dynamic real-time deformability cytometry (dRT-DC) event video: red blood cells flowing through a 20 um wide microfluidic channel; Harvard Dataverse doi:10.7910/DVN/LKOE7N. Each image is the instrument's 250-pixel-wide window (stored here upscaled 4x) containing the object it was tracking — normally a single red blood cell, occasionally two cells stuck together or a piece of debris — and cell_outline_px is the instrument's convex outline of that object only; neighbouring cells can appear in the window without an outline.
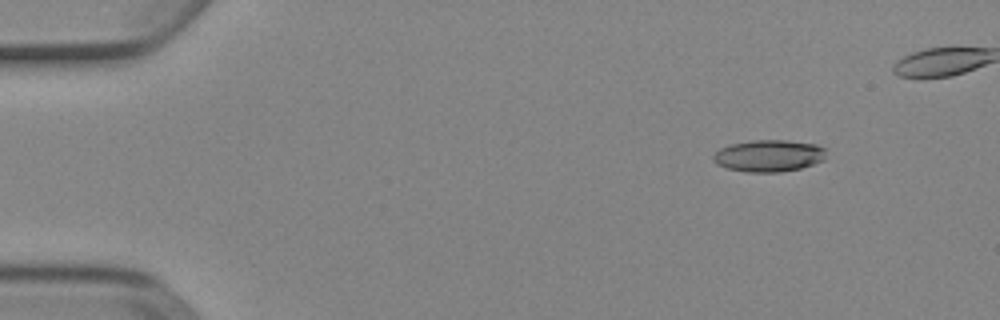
{"species": "Egyptian fruit bat (a non-hibernating species)", "species_latin": "Rousettus aegyptiacus", "temperature_condition": "cold", "stored_images_in_passage": 6, "camera_frame_rate_fps": 3000, "um_per_image_px": 0.085, "animal": {"sex": "female"}, "frame": {"image": 1, "passage_image": 1, "time_ms": 0.0, "image_size_px": [1000, 320], "cell_outline_px": [[824, 160], [800, 168], [780, 172], [748, 172], [728, 168], [716, 164], [712, 160], [712, 156], [720, 148], [732, 144], [752, 140], [788, 140], [816, 144], [824, 148]], "centroid_in_image_um": [65.33, 13.23], "position_along_channel_um": 19.7, "area_um2": 20.87}}
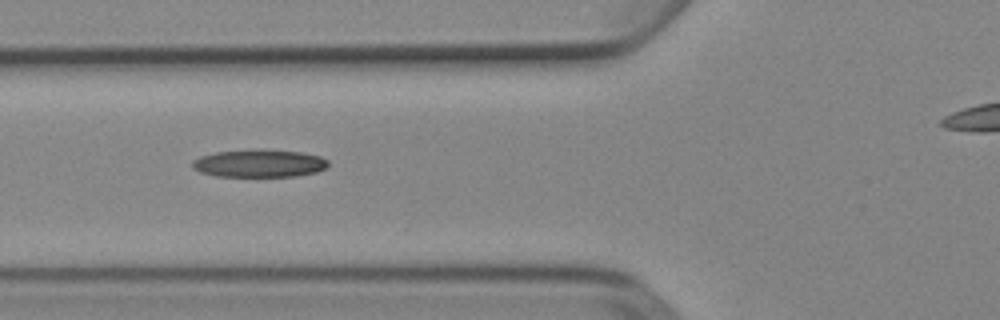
{"frame": {"image": 2, "passage_image": 5, "time_ms": 1.333, "image_size_px": [1000, 320], "cell_outline_px": [[328, 164], [324, 168], [316, 172], [296, 176], [216, 176], [200, 172], [192, 168], [192, 160], [200, 156], [216, 152], [300, 152], [320, 156], [328, 160]], "centroid_in_image_um": [22.01, 13.93], "position_along_channel_um": 103.8, "area_um2": 20.87}}
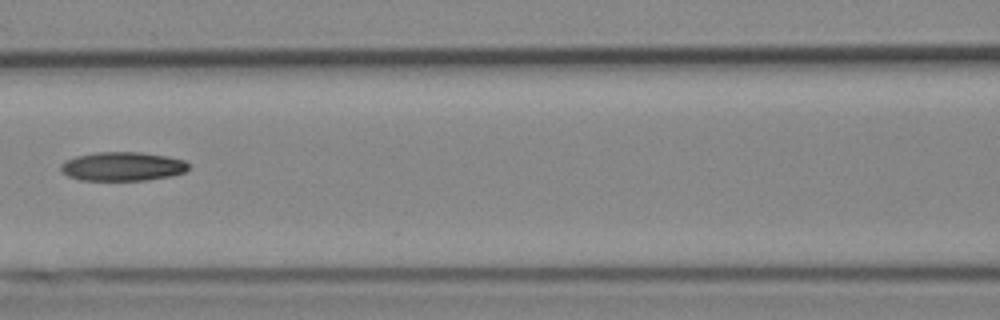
{"frame": {"image": 3, "passage_image": 6, "time_ms": 1.667, "image_size_px": [1000, 320], "cell_outline_px": [[188, 168], [184, 172], [172, 176], [148, 180], [80, 180], [68, 176], [60, 168], [60, 164], [64, 160], [76, 156], [96, 152], [140, 152], [168, 156], [184, 160], [188, 164]], "centroid_in_image_um": [10.41, 14.14], "position_along_channel_um": 156.2, "area_um2": 21.62}}